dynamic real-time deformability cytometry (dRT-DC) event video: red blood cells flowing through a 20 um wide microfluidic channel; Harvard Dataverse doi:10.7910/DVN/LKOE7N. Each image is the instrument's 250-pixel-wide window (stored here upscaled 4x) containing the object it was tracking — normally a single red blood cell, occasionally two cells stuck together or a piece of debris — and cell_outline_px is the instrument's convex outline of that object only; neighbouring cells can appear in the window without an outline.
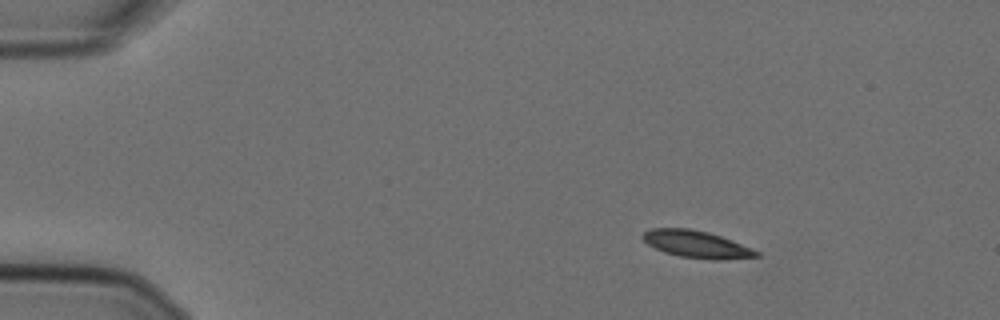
{"species": "Egyptian fruit bat (a non-hibernating species)", "species_latin": "Rousettus aegyptiacus", "temperature_condition": "cold", "stored_images_in_passage": 49, "camera_frame_rate_fps": 3000, "um_per_image_px": 0.085, "animal": {"sex": "female"}, "frame": {"image": 1, "passage_image": 1, "time_ms": 0.0, "image_size_px": [1000, 320], "cell_outline_px": [[760, 256], [720, 260], [712, 260], [680, 256], [664, 252], [648, 244], [640, 236], [644, 232], [652, 228], [692, 228], [708, 232], [720, 236], [752, 248], [760, 252]], "centroid_in_image_um": [59.2, 20.76], "position_along_channel_um": 25.8, "area_um2": 17.92}}
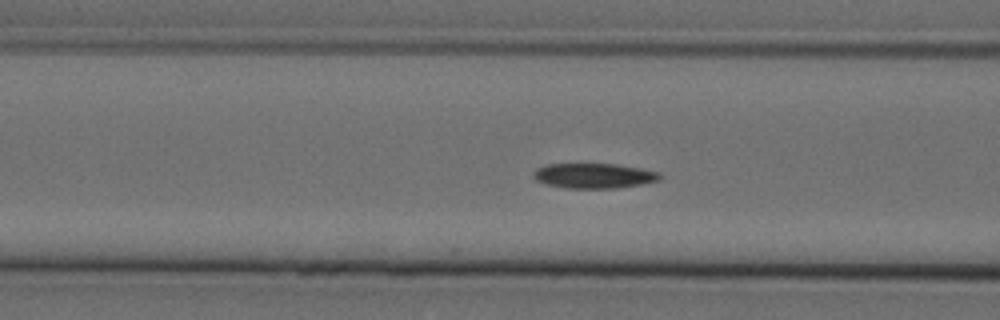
{"frame": {"image": 2, "passage_image": 15, "time_ms": 4.667, "image_size_px": [1000, 320], "cell_outline_px": [[660, 180], [640, 184], [616, 188], [564, 188], [548, 184], [536, 180], [532, 176], [532, 172], [536, 168], [548, 164], [616, 164], [640, 168], [660, 172]], "centroid_in_image_um": [50.46, 14.93], "position_along_channel_um": 116.1, "area_um2": 18.38}}
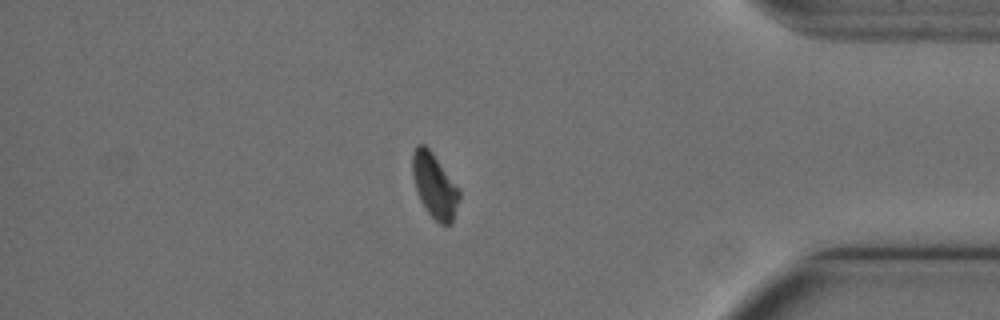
{"frame": {"image": 3, "passage_image": 41, "time_ms": 13.333, "image_size_px": [1000, 320], "cell_outline_px": [[460, 196], [452, 224], [440, 224], [428, 212], [420, 200], [412, 176], [412, 152], [416, 144], [424, 144], [432, 152], [460, 188]], "centroid_in_image_um": [36.94, 15.76], "position_along_channel_um": 398.3, "area_um2": 17.69}}